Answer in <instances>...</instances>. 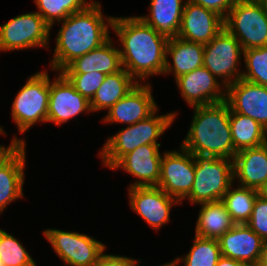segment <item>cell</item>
<instances>
[{
	"instance_id": "obj_1",
	"label": "cell",
	"mask_w": 267,
	"mask_h": 266,
	"mask_svg": "<svg viewBox=\"0 0 267 266\" xmlns=\"http://www.w3.org/2000/svg\"><path fill=\"white\" fill-rule=\"evenodd\" d=\"M111 29L120 43L122 67L138 83L163 75L168 41L165 36L138 16L114 17Z\"/></svg>"
},
{
	"instance_id": "obj_2",
	"label": "cell",
	"mask_w": 267,
	"mask_h": 266,
	"mask_svg": "<svg viewBox=\"0 0 267 266\" xmlns=\"http://www.w3.org/2000/svg\"><path fill=\"white\" fill-rule=\"evenodd\" d=\"M113 18L103 15L100 2L93 0L84 10L58 22L61 27L49 63L51 70L61 72L76 58L105 43L110 38Z\"/></svg>"
},
{
	"instance_id": "obj_3",
	"label": "cell",
	"mask_w": 267,
	"mask_h": 266,
	"mask_svg": "<svg viewBox=\"0 0 267 266\" xmlns=\"http://www.w3.org/2000/svg\"><path fill=\"white\" fill-rule=\"evenodd\" d=\"M193 117L180 144L193 155L231 158L236 155L230 127V106L226 100L193 106Z\"/></svg>"
},
{
	"instance_id": "obj_4",
	"label": "cell",
	"mask_w": 267,
	"mask_h": 266,
	"mask_svg": "<svg viewBox=\"0 0 267 266\" xmlns=\"http://www.w3.org/2000/svg\"><path fill=\"white\" fill-rule=\"evenodd\" d=\"M158 109L147 118L121 128L116 134L105 140V144L98 153L105 167L111 169L124 155L141 145H161L158 139L166 129L172 126L178 114L176 111H171L158 115Z\"/></svg>"
},
{
	"instance_id": "obj_5",
	"label": "cell",
	"mask_w": 267,
	"mask_h": 266,
	"mask_svg": "<svg viewBox=\"0 0 267 266\" xmlns=\"http://www.w3.org/2000/svg\"><path fill=\"white\" fill-rule=\"evenodd\" d=\"M194 158V182L185 199L193 205L220 201L234 183L233 159L208 155H194Z\"/></svg>"
},
{
	"instance_id": "obj_6",
	"label": "cell",
	"mask_w": 267,
	"mask_h": 266,
	"mask_svg": "<svg viewBox=\"0 0 267 266\" xmlns=\"http://www.w3.org/2000/svg\"><path fill=\"white\" fill-rule=\"evenodd\" d=\"M50 96L48 71L35 72L27 78L12 102L11 116L18 132H27L36 123H46Z\"/></svg>"
},
{
	"instance_id": "obj_7",
	"label": "cell",
	"mask_w": 267,
	"mask_h": 266,
	"mask_svg": "<svg viewBox=\"0 0 267 266\" xmlns=\"http://www.w3.org/2000/svg\"><path fill=\"white\" fill-rule=\"evenodd\" d=\"M224 28L243 50L267 46V6L256 0H236L224 19Z\"/></svg>"
},
{
	"instance_id": "obj_8",
	"label": "cell",
	"mask_w": 267,
	"mask_h": 266,
	"mask_svg": "<svg viewBox=\"0 0 267 266\" xmlns=\"http://www.w3.org/2000/svg\"><path fill=\"white\" fill-rule=\"evenodd\" d=\"M51 27L36 12L23 13L0 25V52L49 48Z\"/></svg>"
},
{
	"instance_id": "obj_9",
	"label": "cell",
	"mask_w": 267,
	"mask_h": 266,
	"mask_svg": "<svg viewBox=\"0 0 267 266\" xmlns=\"http://www.w3.org/2000/svg\"><path fill=\"white\" fill-rule=\"evenodd\" d=\"M243 52L238 40L224 28L204 44L203 66L228 87L242 78V70L238 67Z\"/></svg>"
},
{
	"instance_id": "obj_10",
	"label": "cell",
	"mask_w": 267,
	"mask_h": 266,
	"mask_svg": "<svg viewBox=\"0 0 267 266\" xmlns=\"http://www.w3.org/2000/svg\"><path fill=\"white\" fill-rule=\"evenodd\" d=\"M43 234L67 266H94L107 248L95 237L74 231L47 228Z\"/></svg>"
},
{
	"instance_id": "obj_11",
	"label": "cell",
	"mask_w": 267,
	"mask_h": 266,
	"mask_svg": "<svg viewBox=\"0 0 267 266\" xmlns=\"http://www.w3.org/2000/svg\"><path fill=\"white\" fill-rule=\"evenodd\" d=\"M178 150H167L163 153L157 187L177 199L182 205L190 194L194 182L195 158L191 152L181 146Z\"/></svg>"
},
{
	"instance_id": "obj_12",
	"label": "cell",
	"mask_w": 267,
	"mask_h": 266,
	"mask_svg": "<svg viewBox=\"0 0 267 266\" xmlns=\"http://www.w3.org/2000/svg\"><path fill=\"white\" fill-rule=\"evenodd\" d=\"M129 205L156 231L169 223L171 207L181 203L157 186L128 188Z\"/></svg>"
},
{
	"instance_id": "obj_13",
	"label": "cell",
	"mask_w": 267,
	"mask_h": 266,
	"mask_svg": "<svg viewBox=\"0 0 267 266\" xmlns=\"http://www.w3.org/2000/svg\"><path fill=\"white\" fill-rule=\"evenodd\" d=\"M50 79V96L47 123L60 126L81 113H91L90 101L75 90L74 86L58 72Z\"/></svg>"
},
{
	"instance_id": "obj_14",
	"label": "cell",
	"mask_w": 267,
	"mask_h": 266,
	"mask_svg": "<svg viewBox=\"0 0 267 266\" xmlns=\"http://www.w3.org/2000/svg\"><path fill=\"white\" fill-rule=\"evenodd\" d=\"M175 84L191 108L226 100L227 87L205 66L179 76Z\"/></svg>"
},
{
	"instance_id": "obj_15",
	"label": "cell",
	"mask_w": 267,
	"mask_h": 266,
	"mask_svg": "<svg viewBox=\"0 0 267 266\" xmlns=\"http://www.w3.org/2000/svg\"><path fill=\"white\" fill-rule=\"evenodd\" d=\"M153 87L147 81L138 83L125 97L115 103L101 120L130 126L150 116L158 105L153 97Z\"/></svg>"
},
{
	"instance_id": "obj_16",
	"label": "cell",
	"mask_w": 267,
	"mask_h": 266,
	"mask_svg": "<svg viewBox=\"0 0 267 266\" xmlns=\"http://www.w3.org/2000/svg\"><path fill=\"white\" fill-rule=\"evenodd\" d=\"M161 145H141L124 155L111 170L122 169L136 178L131 187L157 186L160 179Z\"/></svg>"
},
{
	"instance_id": "obj_17",
	"label": "cell",
	"mask_w": 267,
	"mask_h": 266,
	"mask_svg": "<svg viewBox=\"0 0 267 266\" xmlns=\"http://www.w3.org/2000/svg\"><path fill=\"white\" fill-rule=\"evenodd\" d=\"M230 108L257 121L267 130V86L240 79L227 87Z\"/></svg>"
},
{
	"instance_id": "obj_18",
	"label": "cell",
	"mask_w": 267,
	"mask_h": 266,
	"mask_svg": "<svg viewBox=\"0 0 267 266\" xmlns=\"http://www.w3.org/2000/svg\"><path fill=\"white\" fill-rule=\"evenodd\" d=\"M224 29V19L203 6L186 1L177 37L207 44Z\"/></svg>"
},
{
	"instance_id": "obj_19",
	"label": "cell",
	"mask_w": 267,
	"mask_h": 266,
	"mask_svg": "<svg viewBox=\"0 0 267 266\" xmlns=\"http://www.w3.org/2000/svg\"><path fill=\"white\" fill-rule=\"evenodd\" d=\"M221 256L257 266L264 240L247 224H235L219 239Z\"/></svg>"
},
{
	"instance_id": "obj_20",
	"label": "cell",
	"mask_w": 267,
	"mask_h": 266,
	"mask_svg": "<svg viewBox=\"0 0 267 266\" xmlns=\"http://www.w3.org/2000/svg\"><path fill=\"white\" fill-rule=\"evenodd\" d=\"M233 174L237 185L264 192L267 189V143L238 151L233 158Z\"/></svg>"
},
{
	"instance_id": "obj_21",
	"label": "cell",
	"mask_w": 267,
	"mask_h": 266,
	"mask_svg": "<svg viewBox=\"0 0 267 266\" xmlns=\"http://www.w3.org/2000/svg\"><path fill=\"white\" fill-rule=\"evenodd\" d=\"M122 68L119 48H116L112 39L109 38L98 48L76 58L61 73L85 74L101 72L108 75L116 73Z\"/></svg>"
},
{
	"instance_id": "obj_22",
	"label": "cell",
	"mask_w": 267,
	"mask_h": 266,
	"mask_svg": "<svg viewBox=\"0 0 267 266\" xmlns=\"http://www.w3.org/2000/svg\"><path fill=\"white\" fill-rule=\"evenodd\" d=\"M169 56L173 63L169 61ZM203 60L204 44L189 42L179 37L168 39L163 75L173 74L176 79L203 66Z\"/></svg>"
},
{
	"instance_id": "obj_23",
	"label": "cell",
	"mask_w": 267,
	"mask_h": 266,
	"mask_svg": "<svg viewBox=\"0 0 267 266\" xmlns=\"http://www.w3.org/2000/svg\"><path fill=\"white\" fill-rule=\"evenodd\" d=\"M26 144H23L0 167V215L15 200L24 197Z\"/></svg>"
},
{
	"instance_id": "obj_24",
	"label": "cell",
	"mask_w": 267,
	"mask_h": 266,
	"mask_svg": "<svg viewBox=\"0 0 267 266\" xmlns=\"http://www.w3.org/2000/svg\"><path fill=\"white\" fill-rule=\"evenodd\" d=\"M187 0H150L149 13L138 16L167 39L177 37Z\"/></svg>"
},
{
	"instance_id": "obj_25",
	"label": "cell",
	"mask_w": 267,
	"mask_h": 266,
	"mask_svg": "<svg viewBox=\"0 0 267 266\" xmlns=\"http://www.w3.org/2000/svg\"><path fill=\"white\" fill-rule=\"evenodd\" d=\"M200 205L195 235L202 238L219 239L235 225L224 203L205 202Z\"/></svg>"
},
{
	"instance_id": "obj_26",
	"label": "cell",
	"mask_w": 267,
	"mask_h": 266,
	"mask_svg": "<svg viewBox=\"0 0 267 266\" xmlns=\"http://www.w3.org/2000/svg\"><path fill=\"white\" fill-rule=\"evenodd\" d=\"M138 82L124 69L106 75L104 82L90 100L93 113L109 110L115 103L125 97Z\"/></svg>"
},
{
	"instance_id": "obj_27",
	"label": "cell",
	"mask_w": 267,
	"mask_h": 266,
	"mask_svg": "<svg viewBox=\"0 0 267 266\" xmlns=\"http://www.w3.org/2000/svg\"><path fill=\"white\" fill-rule=\"evenodd\" d=\"M230 127L236 152L259 147L267 143V130L254 119L234 112L230 108Z\"/></svg>"
},
{
	"instance_id": "obj_28",
	"label": "cell",
	"mask_w": 267,
	"mask_h": 266,
	"mask_svg": "<svg viewBox=\"0 0 267 266\" xmlns=\"http://www.w3.org/2000/svg\"><path fill=\"white\" fill-rule=\"evenodd\" d=\"M232 184L221 201L235 224H247L260 191Z\"/></svg>"
},
{
	"instance_id": "obj_29",
	"label": "cell",
	"mask_w": 267,
	"mask_h": 266,
	"mask_svg": "<svg viewBox=\"0 0 267 266\" xmlns=\"http://www.w3.org/2000/svg\"><path fill=\"white\" fill-rule=\"evenodd\" d=\"M189 252L171 261L175 266L184 262V266H216L221 257L218 239L194 237Z\"/></svg>"
},
{
	"instance_id": "obj_30",
	"label": "cell",
	"mask_w": 267,
	"mask_h": 266,
	"mask_svg": "<svg viewBox=\"0 0 267 266\" xmlns=\"http://www.w3.org/2000/svg\"><path fill=\"white\" fill-rule=\"evenodd\" d=\"M38 8L36 11L53 29L70 14L84 10L93 0H33Z\"/></svg>"
},
{
	"instance_id": "obj_31",
	"label": "cell",
	"mask_w": 267,
	"mask_h": 266,
	"mask_svg": "<svg viewBox=\"0 0 267 266\" xmlns=\"http://www.w3.org/2000/svg\"><path fill=\"white\" fill-rule=\"evenodd\" d=\"M0 260L4 266H37L16 237L0 228Z\"/></svg>"
},
{
	"instance_id": "obj_32",
	"label": "cell",
	"mask_w": 267,
	"mask_h": 266,
	"mask_svg": "<svg viewBox=\"0 0 267 266\" xmlns=\"http://www.w3.org/2000/svg\"><path fill=\"white\" fill-rule=\"evenodd\" d=\"M245 69L242 79L267 86V46L244 50L243 59Z\"/></svg>"
},
{
	"instance_id": "obj_33",
	"label": "cell",
	"mask_w": 267,
	"mask_h": 266,
	"mask_svg": "<svg viewBox=\"0 0 267 266\" xmlns=\"http://www.w3.org/2000/svg\"><path fill=\"white\" fill-rule=\"evenodd\" d=\"M82 96L89 101L104 82L106 74L91 72L85 74H63Z\"/></svg>"
},
{
	"instance_id": "obj_34",
	"label": "cell",
	"mask_w": 267,
	"mask_h": 266,
	"mask_svg": "<svg viewBox=\"0 0 267 266\" xmlns=\"http://www.w3.org/2000/svg\"><path fill=\"white\" fill-rule=\"evenodd\" d=\"M247 225L264 241H267V196L264 192L257 196Z\"/></svg>"
},
{
	"instance_id": "obj_35",
	"label": "cell",
	"mask_w": 267,
	"mask_h": 266,
	"mask_svg": "<svg viewBox=\"0 0 267 266\" xmlns=\"http://www.w3.org/2000/svg\"><path fill=\"white\" fill-rule=\"evenodd\" d=\"M192 3L203 6L208 10H211L223 19L226 18L228 12L232 8L236 0H189Z\"/></svg>"
},
{
	"instance_id": "obj_36",
	"label": "cell",
	"mask_w": 267,
	"mask_h": 266,
	"mask_svg": "<svg viewBox=\"0 0 267 266\" xmlns=\"http://www.w3.org/2000/svg\"><path fill=\"white\" fill-rule=\"evenodd\" d=\"M141 260L127 256L107 254L104 252L94 266H138Z\"/></svg>"
},
{
	"instance_id": "obj_37",
	"label": "cell",
	"mask_w": 267,
	"mask_h": 266,
	"mask_svg": "<svg viewBox=\"0 0 267 266\" xmlns=\"http://www.w3.org/2000/svg\"><path fill=\"white\" fill-rule=\"evenodd\" d=\"M26 139L18 138L16 134L12 138L9 146L0 144V167L23 145Z\"/></svg>"
},
{
	"instance_id": "obj_38",
	"label": "cell",
	"mask_w": 267,
	"mask_h": 266,
	"mask_svg": "<svg viewBox=\"0 0 267 266\" xmlns=\"http://www.w3.org/2000/svg\"><path fill=\"white\" fill-rule=\"evenodd\" d=\"M216 266H248L237 260L221 256L216 264Z\"/></svg>"
},
{
	"instance_id": "obj_39",
	"label": "cell",
	"mask_w": 267,
	"mask_h": 266,
	"mask_svg": "<svg viewBox=\"0 0 267 266\" xmlns=\"http://www.w3.org/2000/svg\"><path fill=\"white\" fill-rule=\"evenodd\" d=\"M257 266H267V241H264Z\"/></svg>"
},
{
	"instance_id": "obj_40",
	"label": "cell",
	"mask_w": 267,
	"mask_h": 266,
	"mask_svg": "<svg viewBox=\"0 0 267 266\" xmlns=\"http://www.w3.org/2000/svg\"><path fill=\"white\" fill-rule=\"evenodd\" d=\"M158 266H175L172 262H168L162 265H158Z\"/></svg>"
},
{
	"instance_id": "obj_41",
	"label": "cell",
	"mask_w": 267,
	"mask_h": 266,
	"mask_svg": "<svg viewBox=\"0 0 267 266\" xmlns=\"http://www.w3.org/2000/svg\"><path fill=\"white\" fill-rule=\"evenodd\" d=\"M4 134L6 135L7 133L5 132V130L0 125V135H4Z\"/></svg>"
},
{
	"instance_id": "obj_42",
	"label": "cell",
	"mask_w": 267,
	"mask_h": 266,
	"mask_svg": "<svg viewBox=\"0 0 267 266\" xmlns=\"http://www.w3.org/2000/svg\"><path fill=\"white\" fill-rule=\"evenodd\" d=\"M256 1H258L259 3H262L265 6H267V0H256Z\"/></svg>"
},
{
	"instance_id": "obj_43",
	"label": "cell",
	"mask_w": 267,
	"mask_h": 266,
	"mask_svg": "<svg viewBox=\"0 0 267 266\" xmlns=\"http://www.w3.org/2000/svg\"><path fill=\"white\" fill-rule=\"evenodd\" d=\"M0 266H4V264L2 263V261L0 260Z\"/></svg>"
}]
</instances>
